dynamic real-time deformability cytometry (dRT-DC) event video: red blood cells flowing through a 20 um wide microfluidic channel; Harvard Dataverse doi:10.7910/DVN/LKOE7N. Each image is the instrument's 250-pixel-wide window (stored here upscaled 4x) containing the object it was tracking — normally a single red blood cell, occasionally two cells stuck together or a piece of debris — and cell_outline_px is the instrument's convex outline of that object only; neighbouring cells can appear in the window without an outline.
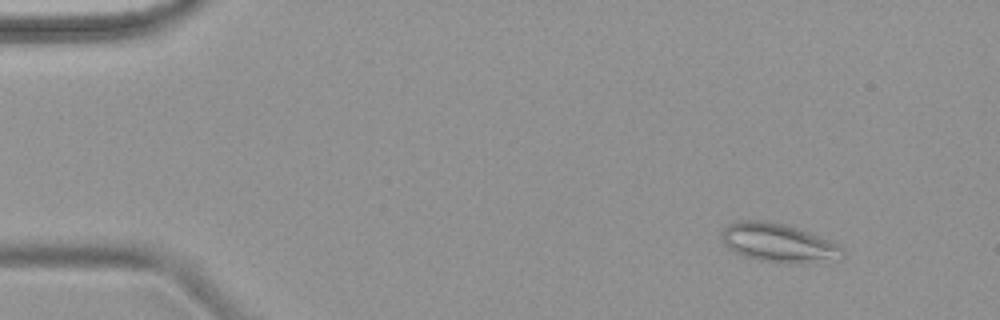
{"species": "common noctule bat (a hibernating species)", "species_latin": "Nyctalus noctula", "temperature_condition": "warm", "stored_images_in_passage": 4, "camera_frame_rate_fps": 3000, "um_per_image_px": 0.085, "animal": {"sex": "female", "body_mass_g": 18.4}, "frame": {"image": 1, "passage_image": 2, "time_ms": 1.333, "image_size_px": [1000, 320], "cell_outline_px": [[844, 256], [804, 264], [780, 264], [760, 260], [744, 256], [728, 248], [720, 240], [720, 232], [728, 224], [740, 220], [764, 220], [784, 224], [832, 240], [844, 248]], "centroid_in_image_um": [66.14, 20.64], "position_along_channel_um": 18.9, "area_um2": 27.57}}